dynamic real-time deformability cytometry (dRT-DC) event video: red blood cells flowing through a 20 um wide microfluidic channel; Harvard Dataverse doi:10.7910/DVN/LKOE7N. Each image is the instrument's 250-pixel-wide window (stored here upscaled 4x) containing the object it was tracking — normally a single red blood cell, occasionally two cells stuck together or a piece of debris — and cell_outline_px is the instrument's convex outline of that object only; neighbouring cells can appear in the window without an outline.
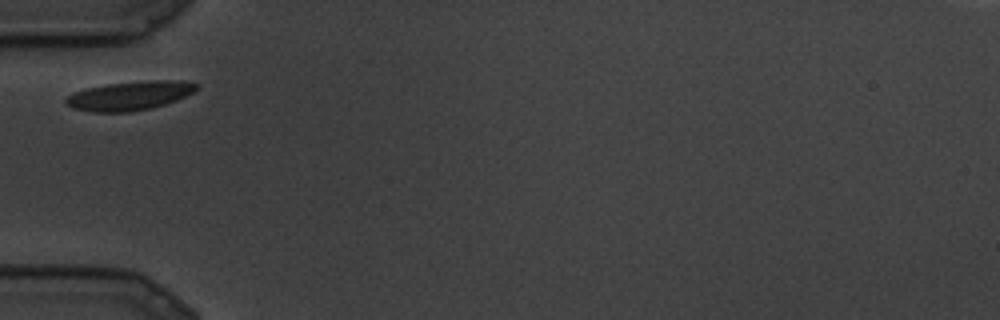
{"species": "common noctule bat (a hibernating species)", "species_latin": "Nyctalus noctula", "temperature_condition": "cold", "stored_images_in_passage": 15, "camera_frame_rate_fps": 3000, "um_per_image_px": 0.085, "animal": {"sex": "male", "body_mass_g": 19.5, "forearm_length_mm": 54.6}, "frame": {"image": 1, "passage_image": 1, "time_ms": 0.0, "image_size_px": [1000, 320], "cell_outline_px": [[200, 88], [176, 100], [152, 108], [128, 112], [92, 112], [72, 108], [64, 104], [64, 100], [72, 92], [88, 88], [108, 84], [160, 80], [180, 80], [200, 84]], "centroid_in_image_um": [11.01, 8.14], "position_along_channel_um": 74.0, "area_um2": 21.96}}
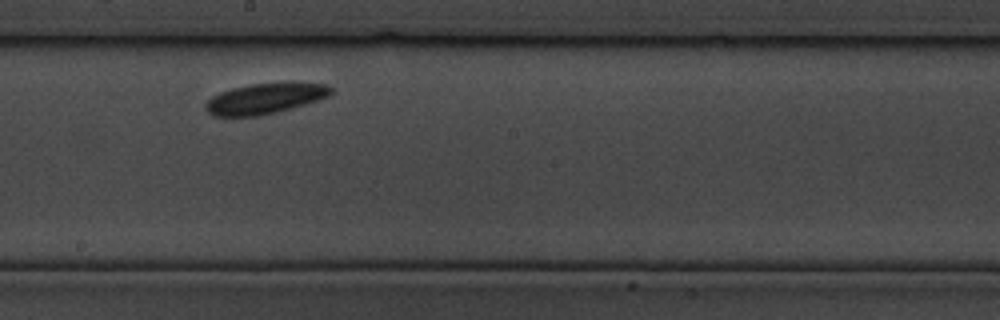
{"frame": {"image": 2, "passage_image": 8, "time_ms": 2.333, "image_size_px": [1000, 320], "cell_outline_px": [[332, 92], [328, 96], [292, 108], [260, 116], [216, 116], [208, 112], [204, 108], [204, 104], [212, 96], [220, 92], [232, 88], [252, 84], [328, 84], [332, 88]], "centroid_in_image_um": [22.45, 8.4], "position_along_channel_um": 225.7, "area_um2": 21.73}}
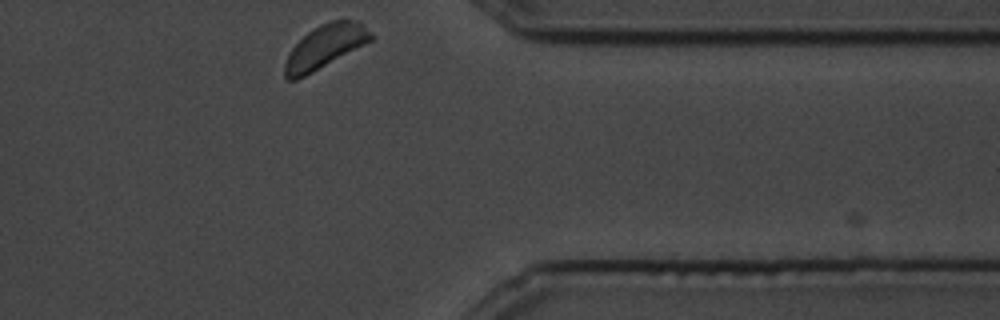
{"frame": {"image": 3, "passage_image": 15, "time_ms": 4.667, "image_size_px": [1000, 320], "cell_outline_px": [[372, 40], [312, 72], [296, 80], [288, 80], [284, 76], [284, 64], [292, 48], [308, 32], [320, 24], [328, 20], [352, 20], [364, 24], [372, 36]], "centroid_in_image_um": [27.6, 3.96], "position_along_channel_um": 383.8, "area_um2": 21.27}}